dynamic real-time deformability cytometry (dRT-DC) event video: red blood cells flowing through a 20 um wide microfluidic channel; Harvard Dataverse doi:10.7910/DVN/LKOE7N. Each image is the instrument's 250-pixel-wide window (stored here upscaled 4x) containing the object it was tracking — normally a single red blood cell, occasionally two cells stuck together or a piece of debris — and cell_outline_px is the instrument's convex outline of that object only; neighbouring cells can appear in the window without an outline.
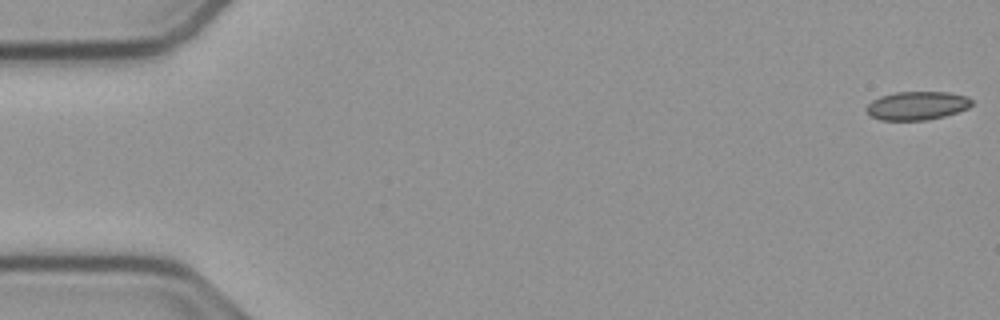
{"species": "common noctule bat (a hibernating species)", "species_latin": "Nyctalus noctula", "temperature_condition": "cold", "stored_images_in_passage": 17, "camera_frame_rate_fps": 3000, "um_per_image_px": 0.085, "animal": {"sex": "male", "body_mass_g": 23.1, "forearm_length_mm": 52.7}, "frame": {"image": 1, "passage_image": 1, "time_ms": 0.0, "image_size_px": [1000, 320], "cell_outline_px": [[972, 104], [968, 108], [944, 116], [928, 120], [880, 120], [872, 116], [864, 108], [872, 100], [880, 96], [896, 92], [948, 92], [968, 96], [972, 100]], "centroid_in_image_um": [77.95, 8.97], "position_along_channel_um": 7.1, "area_um2": 17.51}}
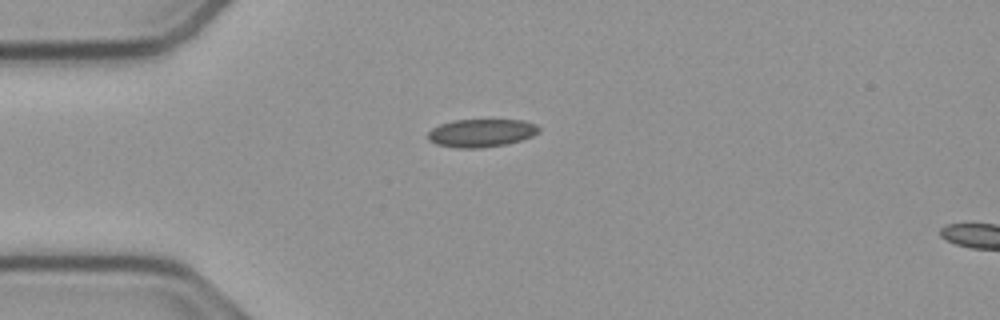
{"frame": {"image": 2, "passage_image": 14, "time_ms": 4.333, "image_size_px": [1000, 320], "cell_outline_px": [[540, 132], [532, 136], [520, 140], [504, 144], [480, 148], [456, 148], [436, 144], [428, 140], [428, 132], [432, 128], [440, 124], [452, 120], [524, 120], [536, 124], [540, 128]], "centroid_in_image_um": [40.9, 11.3], "position_along_channel_um": 44.1, "area_um2": 18.15}}